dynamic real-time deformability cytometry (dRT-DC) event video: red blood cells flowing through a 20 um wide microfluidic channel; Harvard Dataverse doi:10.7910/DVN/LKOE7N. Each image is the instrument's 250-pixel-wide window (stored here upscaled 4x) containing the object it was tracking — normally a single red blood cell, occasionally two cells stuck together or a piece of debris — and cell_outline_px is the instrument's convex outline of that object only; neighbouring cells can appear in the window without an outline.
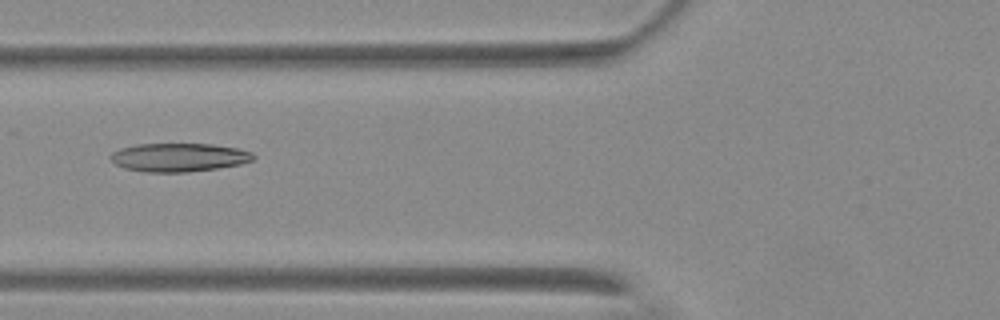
{"species": "Egyptian fruit bat (a non-hibernating species)", "species_latin": "Rousettus aegyptiacus", "temperature_condition": "warm", "stored_images_in_passage": 5, "camera_frame_rate_fps": 3000, "um_per_image_px": 0.085, "animal": {"sex": "female"}, "frame": {"image": 1, "passage_image": 3, "time_ms": 3.333, "image_size_px": [1000, 320], "cell_outline_px": [[256, 156], [252, 160], [240, 164], [216, 168], [184, 172], [148, 172], [124, 168], [116, 164], [108, 156], [112, 152], [120, 148], [136, 144], [212, 144], [236, 148], [252, 152]], "centroid_in_image_um": [15.18, 13.37], "position_along_channel_um": 110.6, "area_um2": 23.58}}
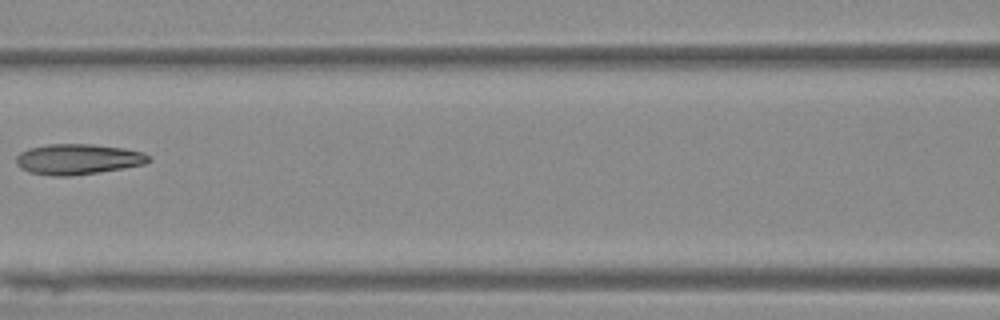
{"frame": {"image": 2, "passage_image": 4, "time_ms": 4.667, "image_size_px": [1000, 320], "cell_outline_px": [[152, 160], [144, 164], [96, 172], [68, 176], [56, 176], [28, 172], [20, 168], [16, 164], [16, 156], [20, 152], [28, 148], [48, 144], [92, 144], [124, 148], [144, 152]], "centroid_in_image_um": [6.58, 13.52], "position_along_channel_um": 160.0, "area_um2": 23.47}}
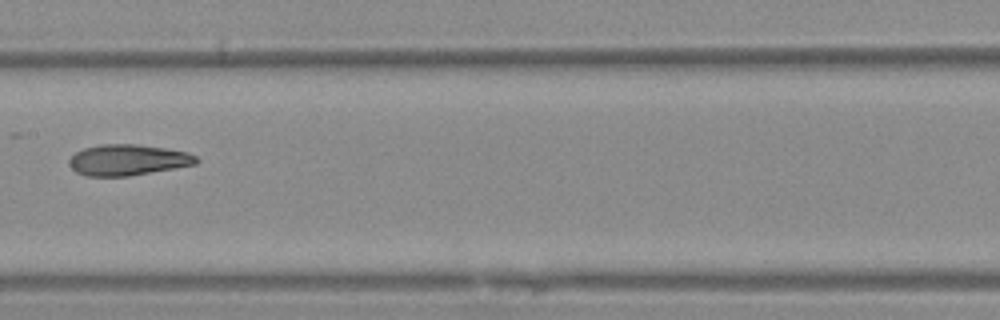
{"frame": {"image": 3, "passage_image": 5, "time_ms": 5.667, "image_size_px": [1000, 320], "cell_outline_px": [[200, 160], [196, 164], [128, 176], [88, 176], [76, 172], [68, 164], [68, 160], [76, 152], [84, 148], [100, 144], [136, 144], [164, 148], [188, 152], [196, 156]], "centroid_in_image_um": [10.85, 13.59], "position_along_channel_um": 196.5, "area_um2": 22.83}}